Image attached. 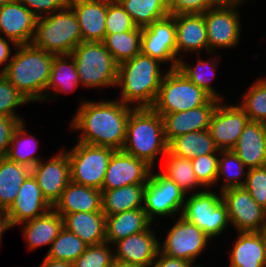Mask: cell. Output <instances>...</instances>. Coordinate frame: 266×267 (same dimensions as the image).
<instances>
[{
    "label": "cell",
    "mask_w": 266,
    "mask_h": 267,
    "mask_svg": "<svg viewBox=\"0 0 266 267\" xmlns=\"http://www.w3.org/2000/svg\"><path fill=\"white\" fill-rule=\"evenodd\" d=\"M133 108L117 99L96 103L85 100L73 116L71 128L80 130V143L122 150Z\"/></svg>",
    "instance_id": "obj_1"
},
{
    "label": "cell",
    "mask_w": 266,
    "mask_h": 267,
    "mask_svg": "<svg viewBox=\"0 0 266 267\" xmlns=\"http://www.w3.org/2000/svg\"><path fill=\"white\" fill-rule=\"evenodd\" d=\"M12 60L1 73L28 101H42L50 95L44 92L50 78L53 53L31 44L17 45Z\"/></svg>",
    "instance_id": "obj_2"
},
{
    "label": "cell",
    "mask_w": 266,
    "mask_h": 267,
    "mask_svg": "<svg viewBox=\"0 0 266 267\" xmlns=\"http://www.w3.org/2000/svg\"><path fill=\"white\" fill-rule=\"evenodd\" d=\"M160 65L158 59L141 53L120 63L116 83L122 87L119 101L136 108L152 107L164 76Z\"/></svg>",
    "instance_id": "obj_3"
},
{
    "label": "cell",
    "mask_w": 266,
    "mask_h": 267,
    "mask_svg": "<svg viewBox=\"0 0 266 267\" xmlns=\"http://www.w3.org/2000/svg\"><path fill=\"white\" fill-rule=\"evenodd\" d=\"M122 151L144 160L154 168L157 156H165L168 143L164 137L161 116L152 107H134L126 125Z\"/></svg>",
    "instance_id": "obj_4"
},
{
    "label": "cell",
    "mask_w": 266,
    "mask_h": 267,
    "mask_svg": "<svg viewBox=\"0 0 266 267\" xmlns=\"http://www.w3.org/2000/svg\"><path fill=\"white\" fill-rule=\"evenodd\" d=\"M82 42L79 23L73 10L64 9L36 20L32 44L55 55H70Z\"/></svg>",
    "instance_id": "obj_5"
},
{
    "label": "cell",
    "mask_w": 266,
    "mask_h": 267,
    "mask_svg": "<svg viewBox=\"0 0 266 267\" xmlns=\"http://www.w3.org/2000/svg\"><path fill=\"white\" fill-rule=\"evenodd\" d=\"M70 55L75 61L80 84L92 88L116 86L119 64L103 42L82 41Z\"/></svg>",
    "instance_id": "obj_6"
},
{
    "label": "cell",
    "mask_w": 266,
    "mask_h": 267,
    "mask_svg": "<svg viewBox=\"0 0 266 267\" xmlns=\"http://www.w3.org/2000/svg\"><path fill=\"white\" fill-rule=\"evenodd\" d=\"M164 74L152 108L158 114H171L206 105L212 97L197 87L177 68Z\"/></svg>",
    "instance_id": "obj_7"
},
{
    "label": "cell",
    "mask_w": 266,
    "mask_h": 267,
    "mask_svg": "<svg viewBox=\"0 0 266 267\" xmlns=\"http://www.w3.org/2000/svg\"><path fill=\"white\" fill-rule=\"evenodd\" d=\"M205 190V191H204ZM186 197L182 214L188 222L195 224L210 239L220 236L230 225L226 204L223 198L204 189ZM207 190V191H206Z\"/></svg>",
    "instance_id": "obj_8"
},
{
    "label": "cell",
    "mask_w": 266,
    "mask_h": 267,
    "mask_svg": "<svg viewBox=\"0 0 266 267\" xmlns=\"http://www.w3.org/2000/svg\"><path fill=\"white\" fill-rule=\"evenodd\" d=\"M115 150L77 142L69 151L71 181L101 190L106 170Z\"/></svg>",
    "instance_id": "obj_9"
},
{
    "label": "cell",
    "mask_w": 266,
    "mask_h": 267,
    "mask_svg": "<svg viewBox=\"0 0 266 267\" xmlns=\"http://www.w3.org/2000/svg\"><path fill=\"white\" fill-rule=\"evenodd\" d=\"M186 195L174 181L162 173L151 172L144 192L143 209L152 222L156 215L173 216L178 211L182 214Z\"/></svg>",
    "instance_id": "obj_10"
},
{
    "label": "cell",
    "mask_w": 266,
    "mask_h": 267,
    "mask_svg": "<svg viewBox=\"0 0 266 267\" xmlns=\"http://www.w3.org/2000/svg\"><path fill=\"white\" fill-rule=\"evenodd\" d=\"M230 224L238 232H259L266 225V209L259 206L244 187L221 192Z\"/></svg>",
    "instance_id": "obj_11"
},
{
    "label": "cell",
    "mask_w": 266,
    "mask_h": 267,
    "mask_svg": "<svg viewBox=\"0 0 266 267\" xmlns=\"http://www.w3.org/2000/svg\"><path fill=\"white\" fill-rule=\"evenodd\" d=\"M210 238L195 224L181 215L167 231L166 239L160 246V252L170 257L186 260L192 264L205 249Z\"/></svg>",
    "instance_id": "obj_12"
},
{
    "label": "cell",
    "mask_w": 266,
    "mask_h": 267,
    "mask_svg": "<svg viewBox=\"0 0 266 267\" xmlns=\"http://www.w3.org/2000/svg\"><path fill=\"white\" fill-rule=\"evenodd\" d=\"M141 54L158 59L161 63L171 62L170 69L178 67L176 25L172 16H167L142 28Z\"/></svg>",
    "instance_id": "obj_13"
},
{
    "label": "cell",
    "mask_w": 266,
    "mask_h": 267,
    "mask_svg": "<svg viewBox=\"0 0 266 267\" xmlns=\"http://www.w3.org/2000/svg\"><path fill=\"white\" fill-rule=\"evenodd\" d=\"M236 7L238 6L217 5L203 13L208 53H213L217 48H233L239 43L241 23Z\"/></svg>",
    "instance_id": "obj_14"
},
{
    "label": "cell",
    "mask_w": 266,
    "mask_h": 267,
    "mask_svg": "<svg viewBox=\"0 0 266 267\" xmlns=\"http://www.w3.org/2000/svg\"><path fill=\"white\" fill-rule=\"evenodd\" d=\"M153 167L144 160L115 150L109 161L101 190H113L133 184H146Z\"/></svg>",
    "instance_id": "obj_15"
},
{
    "label": "cell",
    "mask_w": 266,
    "mask_h": 267,
    "mask_svg": "<svg viewBox=\"0 0 266 267\" xmlns=\"http://www.w3.org/2000/svg\"><path fill=\"white\" fill-rule=\"evenodd\" d=\"M46 201L53 207L71 181L70 161L67 152L59 151L48 162L40 160L31 168Z\"/></svg>",
    "instance_id": "obj_16"
},
{
    "label": "cell",
    "mask_w": 266,
    "mask_h": 267,
    "mask_svg": "<svg viewBox=\"0 0 266 267\" xmlns=\"http://www.w3.org/2000/svg\"><path fill=\"white\" fill-rule=\"evenodd\" d=\"M249 121L246 112L239 105H223L220 102L208 131L219 150H232Z\"/></svg>",
    "instance_id": "obj_17"
},
{
    "label": "cell",
    "mask_w": 266,
    "mask_h": 267,
    "mask_svg": "<svg viewBox=\"0 0 266 267\" xmlns=\"http://www.w3.org/2000/svg\"><path fill=\"white\" fill-rule=\"evenodd\" d=\"M150 227L138 234L120 239L113 245L115 262L126 265H141L152 267L158 252L160 242Z\"/></svg>",
    "instance_id": "obj_18"
},
{
    "label": "cell",
    "mask_w": 266,
    "mask_h": 267,
    "mask_svg": "<svg viewBox=\"0 0 266 267\" xmlns=\"http://www.w3.org/2000/svg\"><path fill=\"white\" fill-rule=\"evenodd\" d=\"M221 101L212 98L206 105L171 114H159L163 121L167 143L189 132L208 129L212 116Z\"/></svg>",
    "instance_id": "obj_19"
},
{
    "label": "cell",
    "mask_w": 266,
    "mask_h": 267,
    "mask_svg": "<svg viewBox=\"0 0 266 267\" xmlns=\"http://www.w3.org/2000/svg\"><path fill=\"white\" fill-rule=\"evenodd\" d=\"M37 17L18 0L0 7V31L17 45L31 44Z\"/></svg>",
    "instance_id": "obj_20"
},
{
    "label": "cell",
    "mask_w": 266,
    "mask_h": 267,
    "mask_svg": "<svg viewBox=\"0 0 266 267\" xmlns=\"http://www.w3.org/2000/svg\"><path fill=\"white\" fill-rule=\"evenodd\" d=\"M52 206L44 198L37 180L30 173L18 191L15 201L7 210L12 227L44 215Z\"/></svg>",
    "instance_id": "obj_21"
},
{
    "label": "cell",
    "mask_w": 266,
    "mask_h": 267,
    "mask_svg": "<svg viewBox=\"0 0 266 267\" xmlns=\"http://www.w3.org/2000/svg\"><path fill=\"white\" fill-rule=\"evenodd\" d=\"M79 23L82 41L102 42L106 36L107 0H68Z\"/></svg>",
    "instance_id": "obj_22"
},
{
    "label": "cell",
    "mask_w": 266,
    "mask_h": 267,
    "mask_svg": "<svg viewBox=\"0 0 266 267\" xmlns=\"http://www.w3.org/2000/svg\"><path fill=\"white\" fill-rule=\"evenodd\" d=\"M232 151L247 170L266 166V124L249 121Z\"/></svg>",
    "instance_id": "obj_23"
},
{
    "label": "cell",
    "mask_w": 266,
    "mask_h": 267,
    "mask_svg": "<svg viewBox=\"0 0 266 267\" xmlns=\"http://www.w3.org/2000/svg\"><path fill=\"white\" fill-rule=\"evenodd\" d=\"M176 25L177 58L179 53L197 52L206 49L208 52V38L203 14H183L172 16Z\"/></svg>",
    "instance_id": "obj_24"
},
{
    "label": "cell",
    "mask_w": 266,
    "mask_h": 267,
    "mask_svg": "<svg viewBox=\"0 0 266 267\" xmlns=\"http://www.w3.org/2000/svg\"><path fill=\"white\" fill-rule=\"evenodd\" d=\"M52 208L61 216L74 212H102V192L70 181Z\"/></svg>",
    "instance_id": "obj_25"
},
{
    "label": "cell",
    "mask_w": 266,
    "mask_h": 267,
    "mask_svg": "<svg viewBox=\"0 0 266 267\" xmlns=\"http://www.w3.org/2000/svg\"><path fill=\"white\" fill-rule=\"evenodd\" d=\"M62 217L63 227L88 246L106 242V216L103 212H74Z\"/></svg>",
    "instance_id": "obj_26"
},
{
    "label": "cell",
    "mask_w": 266,
    "mask_h": 267,
    "mask_svg": "<svg viewBox=\"0 0 266 267\" xmlns=\"http://www.w3.org/2000/svg\"><path fill=\"white\" fill-rule=\"evenodd\" d=\"M30 250L49 245L63 228V217L53 208L44 215L20 223Z\"/></svg>",
    "instance_id": "obj_27"
},
{
    "label": "cell",
    "mask_w": 266,
    "mask_h": 267,
    "mask_svg": "<svg viewBox=\"0 0 266 267\" xmlns=\"http://www.w3.org/2000/svg\"><path fill=\"white\" fill-rule=\"evenodd\" d=\"M152 221L147 217L143 208L120 212L106 216V242L114 244L120 239L135 235L147 230Z\"/></svg>",
    "instance_id": "obj_28"
},
{
    "label": "cell",
    "mask_w": 266,
    "mask_h": 267,
    "mask_svg": "<svg viewBox=\"0 0 266 267\" xmlns=\"http://www.w3.org/2000/svg\"><path fill=\"white\" fill-rule=\"evenodd\" d=\"M239 234L230 254V267H266V252L259 232Z\"/></svg>",
    "instance_id": "obj_29"
},
{
    "label": "cell",
    "mask_w": 266,
    "mask_h": 267,
    "mask_svg": "<svg viewBox=\"0 0 266 267\" xmlns=\"http://www.w3.org/2000/svg\"><path fill=\"white\" fill-rule=\"evenodd\" d=\"M146 184H133L113 190H101L102 212L111 216L128 210L143 208Z\"/></svg>",
    "instance_id": "obj_30"
},
{
    "label": "cell",
    "mask_w": 266,
    "mask_h": 267,
    "mask_svg": "<svg viewBox=\"0 0 266 267\" xmlns=\"http://www.w3.org/2000/svg\"><path fill=\"white\" fill-rule=\"evenodd\" d=\"M31 173L26 165L7 157L0 158V207L8 210L16 199L24 180Z\"/></svg>",
    "instance_id": "obj_31"
},
{
    "label": "cell",
    "mask_w": 266,
    "mask_h": 267,
    "mask_svg": "<svg viewBox=\"0 0 266 267\" xmlns=\"http://www.w3.org/2000/svg\"><path fill=\"white\" fill-rule=\"evenodd\" d=\"M168 151L173 155L187 159H193L196 156L220 152L208 129L189 132L172 139L168 143Z\"/></svg>",
    "instance_id": "obj_32"
},
{
    "label": "cell",
    "mask_w": 266,
    "mask_h": 267,
    "mask_svg": "<svg viewBox=\"0 0 266 267\" xmlns=\"http://www.w3.org/2000/svg\"><path fill=\"white\" fill-rule=\"evenodd\" d=\"M137 27H147L169 16L168 0H117Z\"/></svg>",
    "instance_id": "obj_33"
},
{
    "label": "cell",
    "mask_w": 266,
    "mask_h": 267,
    "mask_svg": "<svg viewBox=\"0 0 266 267\" xmlns=\"http://www.w3.org/2000/svg\"><path fill=\"white\" fill-rule=\"evenodd\" d=\"M79 83V75L72 56L56 55L52 63L50 78L46 89V91H54L55 94L50 97L53 96L54 98L55 95L58 96L59 92H72V90H76Z\"/></svg>",
    "instance_id": "obj_34"
},
{
    "label": "cell",
    "mask_w": 266,
    "mask_h": 267,
    "mask_svg": "<svg viewBox=\"0 0 266 267\" xmlns=\"http://www.w3.org/2000/svg\"><path fill=\"white\" fill-rule=\"evenodd\" d=\"M141 36L142 28L136 27L123 33L106 34L102 42L113 59L120 64L141 53Z\"/></svg>",
    "instance_id": "obj_35"
},
{
    "label": "cell",
    "mask_w": 266,
    "mask_h": 267,
    "mask_svg": "<svg viewBox=\"0 0 266 267\" xmlns=\"http://www.w3.org/2000/svg\"><path fill=\"white\" fill-rule=\"evenodd\" d=\"M34 137L25 130L24 121L20 122L13 133L6 157L31 169L41 160L34 154L39 144Z\"/></svg>",
    "instance_id": "obj_36"
},
{
    "label": "cell",
    "mask_w": 266,
    "mask_h": 267,
    "mask_svg": "<svg viewBox=\"0 0 266 267\" xmlns=\"http://www.w3.org/2000/svg\"><path fill=\"white\" fill-rule=\"evenodd\" d=\"M166 159L162 168V174L174 181L186 194L196 187L204 186L196 178L191 159L179 157L169 151L164 156Z\"/></svg>",
    "instance_id": "obj_37"
},
{
    "label": "cell",
    "mask_w": 266,
    "mask_h": 267,
    "mask_svg": "<svg viewBox=\"0 0 266 267\" xmlns=\"http://www.w3.org/2000/svg\"><path fill=\"white\" fill-rule=\"evenodd\" d=\"M219 154L222 157H219L216 182H219L221 176H224L225 179L224 184L220 185L221 192L229 188L243 187L247 177L245 174L248 172V170H244L246 167L244 163L232 150H220ZM242 177L244 178L242 179Z\"/></svg>",
    "instance_id": "obj_38"
},
{
    "label": "cell",
    "mask_w": 266,
    "mask_h": 267,
    "mask_svg": "<svg viewBox=\"0 0 266 267\" xmlns=\"http://www.w3.org/2000/svg\"><path fill=\"white\" fill-rule=\"evenodd\" d=\"M87 247L85 242L63 227L51 243L46 257L73 263Z\"/></svg>",
    "instance_id": "obj_39"
},
{
    "label": "cell",
    "mask_w": 266,
    "mask_h": 267,
    "mask_svg": "<svg viewBox=\"0 0 266 267\" xmlns=\"http://www.w3.org/2000/svg\"><path fill=\"white\" fill-rule=\"evenodd\" d=\"M198 62L197 65L194 67L190 66L186 62L183 61V59H179L178 67L177 69L183 73L192 83H194L197 87L202 88L206 93H208L212 98L217 99L219 101L222 100V96H219V94L214 90V88L210 85V81L213 80L215 77V67L219 63L216 60L210 61V58H208V61L202 60L200 56H197ZM217 62V63H216ZM213 73L209 76L208 72L206 70L208 69ZM212 76V77H211Z\"/></svg>",
    "instance_id": "obj_40"
},
{
    "label": "cell",
    "mask_w": 266,
    "mask_h": 267,
    "mask_svg": "<svg viewBox=\"0 0 266 267\" xmlns=\"http://www.w3.org/2000/svg\"><path fill=\"white\" fill-rule=\"evenodd\" d=\"M242 97L239 106L249 120L266 124V78L256 80Z\"/></svg>",
    "instance_id": "obj_41"
},
{
    "label": "cell",
    "mask_w": 266,
    "mask_h": 267,
    "mask_svg": "<svg viewBox=\"0 0 266 267\" xmlns=\"http://www.w3.org/2000/svg\"><path fill=\"white\" fill-rule=\"evenodd\" d=\"M107 242L90 245L73 262V267H112L115 263L114 252Z\"/></svg>",
    "instance_id": "obj_42"
},
{
    "label": "cell",
    "mask_w": 266,
    "mask_h": 267,
    "mask_svg": "<svg viewBox=\"0 0 266 267\" xmlns=\"http://www.w3.org/2000/svg\"><path fill=\"white\" fill-rule=\"evenodd\" d=\"M28 102L26 97L0 74V115L16 118L23 122L20 115L15 112V108Z\"/></svg>",
    "instance_id": "obj_43"
},
{
    "label": "cell",
    "mask_w": 266,
    "mask_h": 267,
    "mask_svg": "<svg viewBox=\"0 0 266 267\" xmlns=\"http://www.w3.org/2000/svg\"><path fill=\"white\" fill-rule=\"evenodd\" d=\"M106 34L123 33L134 30L131 16L124 10L117 0H107Z\"/></svg>",
    "instance_id": "obj_44"
},
{
    "label": "cell",
    "mask_w": 266,
    "mask_h": 267,
    "mask_svg": "<svg viewBox=\"0 0 266 267\" xmlns=\"http://www.w3.org/2000/svg\"><path fill=\"white\" fill-rule=\"evenodd\" d=\"M217 154V155H216ZM193 170L198 181L205 187L216 185L218 174V153H210L202 156H196L191 159Z\"/></svg>",
    "instance_id": "obj_45"
},
{
    "label": "cell",
    "mask_w": 266,
    "mask_h": 267,
    "mask_svg": "<svg viewBox=\"0 0 266 267\" xmlns=\"http://www.w3.org/2000/svg\"><path fill=\"white\" fill-rule=\"evenodd\" d=\"M244 188L259 206L266 209V166L248 169Z\"/></svg>",
    "instance_id": "obj_46"
},
{
    "label": "cell",
    "mask_w": 266,
    "mask_h": 267,
    "mask_svg": "<svg viewBox=\"0 0 266 267\" xmlns=\"http://www.w3.org/2000/svg\"><path fill=\"white\" fill-rule=\"evenodd\" d=\"M169 15L203 14L217 6L213 0H168Z\"/></svg>",
    "instance_id": "obj_47"
},
{
    "label": "cell",
    "mask_w": 266,
    "mask_h": 267,
    "mask_svg": "<svg viewBox=\"0 0 266 267\" xmlns=\"http://www.w3.org/2000/svg\"><path fill=\"white\" fill-rule=\"evenodd\" d=\"M26 6L37 18L50 15L64 9L68 0H18Z\"/></svg>",
    "instance_id": "obj_48"
},
{
    "label": "cell",
    "mask_w": 266,
    "mask_h": 267,
    "mask_svg": "<svg viewBox=\"0 0 266 267\" xmlns=\"http://www.w3.org/2000/svg\"><path fill=\"white\" fill-rule=\"evenodd\" d=\"M19 124L16 118L0 115V158L6 157L13 133Z\"/></svg>",
    "instance_id": "obj_49"
},
{
    "label": "cell",
    "mask_w": 266,
    "mask_h": 267,
    "mask_svg": "<svg viewBox=\"0 0 266 267\" xmlns=\"http://www.w3.org/2000/svg\"><path fill=\"white\" fill-rule=\"evenodd\" d=\"M191 264V262L176 257H170L159 251L152 267H189Z\"/></svg>",
    "instance_id": "obj_50"
},
{
    "label": "cell",
    "mask_w": 266,
    "mask_h": 267,
    "mask_svg": "<svg viewBox=\"0 0 266 267\" xmlns=\"http://www.w3.org/2000/svg\"><path fill=\"white\" fill-rule=\"evenodd\" d=\"M7 39L8 38L5 39V37L3 38L0 35V65L6 64L5 67L0 71V74L5 70V68L8 66V63L12 60L9 42L10 44L12 43V46L14 45V49L17 47V44L14 41L10 39L7 41Z\"/></svg>",
    "instance_id": "obj_51"
},
{
    "label": "cell",
    "mask_w": 266,
    "mask_h": 267,
    "mask_svg": "<svg viewBox=\"0 0 266 267\" xmlns=\"http://www.w3.org/2000/svg\"><path fill=\"white\" fill-rule=\"evenodd\" d=\"M12 227L7 210L0 207V246L2 235L6 230H9Z\"/></svg>",
    "instance_id": "obj_52"
},
{
    "label": "cell",
    "mask_w": 266,
    "mask_h": 267,
    "mask_svg": "<svg viewBox=\"0 0 266 267\" xmlns=\"http://www.w3.org/2000/svg\"><path fill=\"white\" fill-rule=\"evenodd\" d=\"M40 267H73V263L69 261L53 260L45 256Z\"/></svg>",
    "instance_id": "obj_53"
},
{
    "label": "cell",
    "mask_w": 266,
    "mask_h": 267,
    "mask_svg": "<svg viewBox=\"0 0 266 267\" xmlns=\"http://www.w3.org/2000/svg\"><path fill=\"white\" fill-rule=\"evenodd\" d=\"M216 5L239 6L245 0H213Z\"/></svg>",
    "instance_id": "obj_54"
},
{
    "label": "cell",
    "mask_w": 266,
    "mask_h": 267,
    "mask_svg": "<svg viewBox=\"0 0 266 267\" xmlns=\"http://www.w3.org/2000/svg\"><path fill=\"white\" fill-rule=\"evenodd\" d=\"M263 242H264V246H265V252H266V225L259 231Z\"/></svg>",
    "instance_id": "obj_55"
},
{
    "label": "cell",
    "mask_w": 266,
    "mask_h": 267,
    "mask_svg": "<svg viewBox=\"0 0 266 267\" xmlns=\"http://www.w3.org/2000/svg\"><path fill=\"white\" fill-rule=\"evenodd\" d=\"M112 267H144V266H141V265H126V264L115 262Z\"/></svg>",
    "instance_id": "obj_56"
},
{
    "label": "cell",
    "mask_w": 266,
    "mask_h": 267,
    "mask_svg": "<svg viewBox=\"0 0 266 267\" xmlns=\"http://www.w3.org/2000/svg\"><path fill=\"white\" fill-rule=\"evenodd\" d=\"M12 0H0V7H2L3 5H5L6 3L11 2Z\"/></svg>",
    "instance_id": "obj_57"
},
{
    "label": "cell",
    "mask_w": 266,
    "mask_h": 267,
    "mask_svg": "<svg viewBox=\"0 0 266 267\" xmlns=\"http://www.w3.org/2000/svg\"><path fill=\"white\" fill-rule=\"evenodd\" d=\"M189 267H200V266L194 265V263H193Z\"/></svg>",
    "instance_id": "obj_58"
}]
</instances>
